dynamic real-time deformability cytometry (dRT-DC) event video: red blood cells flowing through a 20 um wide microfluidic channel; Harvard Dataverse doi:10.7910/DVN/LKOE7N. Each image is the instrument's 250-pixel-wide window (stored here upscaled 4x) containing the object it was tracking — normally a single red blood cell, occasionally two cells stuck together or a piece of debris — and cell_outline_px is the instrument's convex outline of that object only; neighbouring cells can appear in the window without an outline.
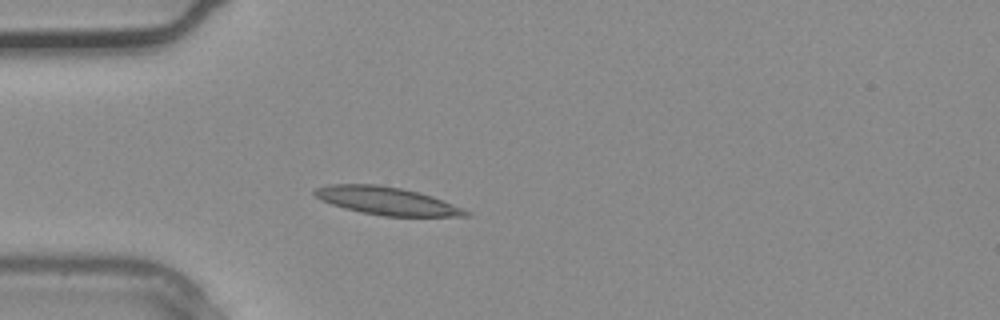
{"species": "common noctule bat (a hibernating species)", "species_latin": "Nyctalus noctula", "temperature_condition": "warm", "stored_images_in_passage": 3, "camera_frame_rate_fps": 3000, "um_per_image_px": 0.085, "animal": {"sex": "male", "body_mass_g": 20.4}, "frame": {"image": 1, "passage_image": 3, "time_ms": 0.667, "image_size_px": [1000, 320], "cell_outline_px": [[472, 216], [384, 216], [360, 212], [344, 208], [320, 200], [312, 192], [316, 188], [328, 184], [376, 184], [400, 188], [432, 196], [464, 208], [472, 212]], "centroid_in_image_um": [32.88, 17.08], "position_along_channel_um": 52.1, "area_um2": 24.51}}